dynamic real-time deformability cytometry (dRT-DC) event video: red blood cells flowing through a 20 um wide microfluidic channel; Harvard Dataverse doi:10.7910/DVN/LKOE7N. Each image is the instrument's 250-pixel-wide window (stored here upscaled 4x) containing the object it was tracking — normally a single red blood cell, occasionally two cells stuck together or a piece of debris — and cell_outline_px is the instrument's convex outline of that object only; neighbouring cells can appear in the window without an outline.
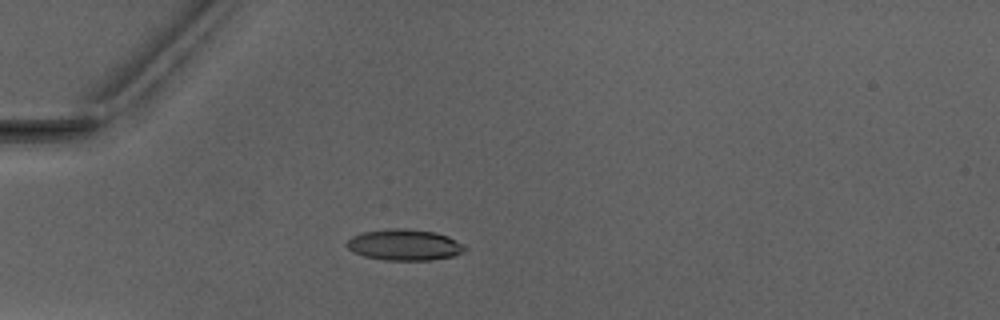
{"species": "Egyptian fruit bat (a non-hibernating species)", "species_latin": "Rousettus aegyptiacus", "temperature_condition": "warm", "stored_images_in_passage": 5, "camera_frame_rate_fps": 3000, "um_per_image_px": 0.085, "animal": {"sex": "male"}, "frame": {"image": 1, "passage_image": 4, "time_ms": 5.0, "image_size_px": [1000, 320], "cell_outline_px": [[464, 248], [460, 252], [452, 256], [432, 260], [384, 260], [364, 256], [352, 252], [344, 244], [352, 236], [364, 232], [392, 228], [404, 228], [436, 232], [448, 236], [456, 240]], "centroid_in_image_um": [34.31, 20.81], "position_along_channel_um": 50.7, "area_um2": 21.21}}